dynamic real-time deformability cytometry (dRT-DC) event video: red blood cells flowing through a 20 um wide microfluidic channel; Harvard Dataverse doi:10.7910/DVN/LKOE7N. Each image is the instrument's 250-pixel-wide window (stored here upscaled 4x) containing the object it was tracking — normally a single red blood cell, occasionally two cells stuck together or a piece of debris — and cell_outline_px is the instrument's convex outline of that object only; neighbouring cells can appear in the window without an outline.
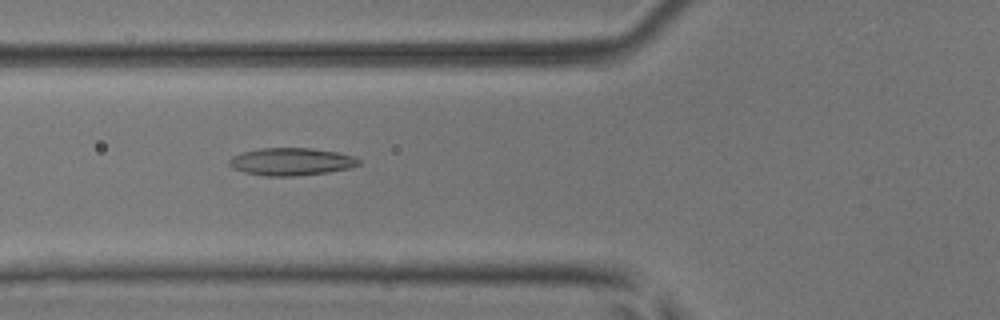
{"species": "common noctule bat (a hibernating species)", "species_latin": "Nyctalus noctula", "temperature_condition": "room temperature", "stored_images_in_passage": 15, "camera_frame_rate_fps": 3000, "um_per_image_px": 0.085, "animal": {"sex": "male", "body_mass_g": 17.9, "forearm_length_mm": 54.2}, "frame": {"image": 1, "passage_image": 3, "time_ms": 0.667, "image_size_px": [1000, 320], "cell_outline_px": [[360, 164], [352, 168], [328, 172], [292, 176], [264, 176], [244, 172], [232, 168], [228, 164], [228, 160], [232, 156], [240, 152], [260, 148], [312, 148], [336, 152], [356, 156], [360, 160]], "centroid_in_image_um": [24.75, 13.74], "position_along_channel_um": 101.1, "area_um2": 21.04}}
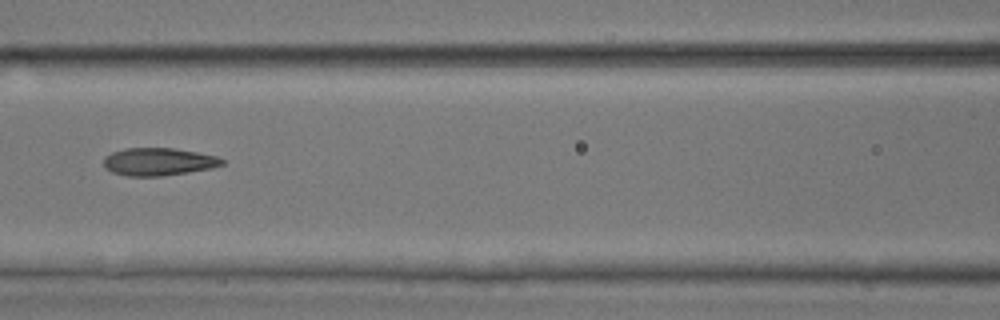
{"frame": {"image": 2, "passage_image": 7, "time_ms": 2.0, "image_size_px": [1000, 320], "cell_outline_px": [[224, 164], [212, 168], [188, 172], [160, 176], [128, 176], [112, 172], [104, 168], [104, 156], [112, 152], [124, 148], [172, 148], [196, 152], [216, 156], [224, 160]], "centroid_in_image_um": [13.44, 13.74], "position_along_channel_um": 153.2, "area_um2": 19.07}}